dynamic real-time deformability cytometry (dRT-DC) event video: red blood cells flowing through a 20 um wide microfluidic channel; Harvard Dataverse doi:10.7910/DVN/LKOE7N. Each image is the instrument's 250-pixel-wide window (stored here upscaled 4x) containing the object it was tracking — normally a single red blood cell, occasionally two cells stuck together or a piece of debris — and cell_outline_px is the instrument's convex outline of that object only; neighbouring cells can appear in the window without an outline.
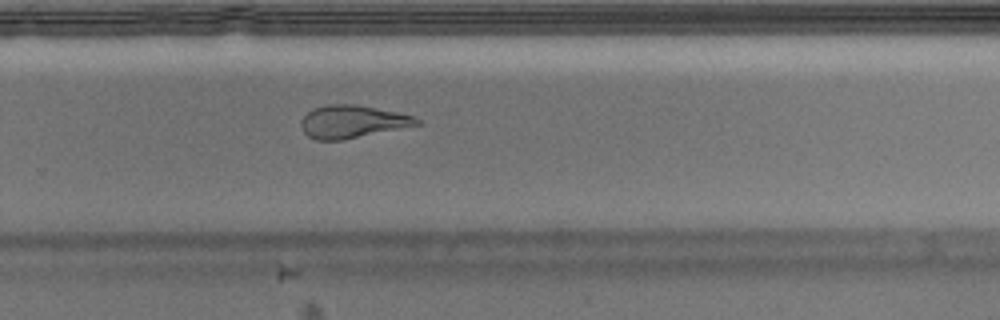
{"species": "Egyptian fruit bat (a non-hibernating species)", "species_latin": "Rousettus aegyptiacus", "temperature_condition": "warm", "stored_images_in_passage": 48, "camera_frame_rate_fps": 3000, "um_per_image_px": 0.085, "animal": {"sex": "male"}, "frame": {"image": 1, "passage_image": 35, "time_ms": 11.333, "image_size_px": [1000, 320], "cell_outline_px": [[420, 124], [344, 140], [316, 140], [308, 136], [300, 128], [300, 120], [312, 108], [324, 104], [352, 104], [396, 112], [416, 116], [420, 120]], "centroid_in_image_um": [29.9, 10.34], "position_along_channel_um": 299.9, "area_um2": 22.08}, "authors_computed_cell_mechanics": {"area_um2": 21.9929, "velocity_mm_per_s": 3.9843, "shape_relaxation_time_tau1_ms": null, "shape_relaxation_time_tau2_ms": 2.0917, "deformation_change_tau1": null, "deformation_change_tau2": 0.1128}}